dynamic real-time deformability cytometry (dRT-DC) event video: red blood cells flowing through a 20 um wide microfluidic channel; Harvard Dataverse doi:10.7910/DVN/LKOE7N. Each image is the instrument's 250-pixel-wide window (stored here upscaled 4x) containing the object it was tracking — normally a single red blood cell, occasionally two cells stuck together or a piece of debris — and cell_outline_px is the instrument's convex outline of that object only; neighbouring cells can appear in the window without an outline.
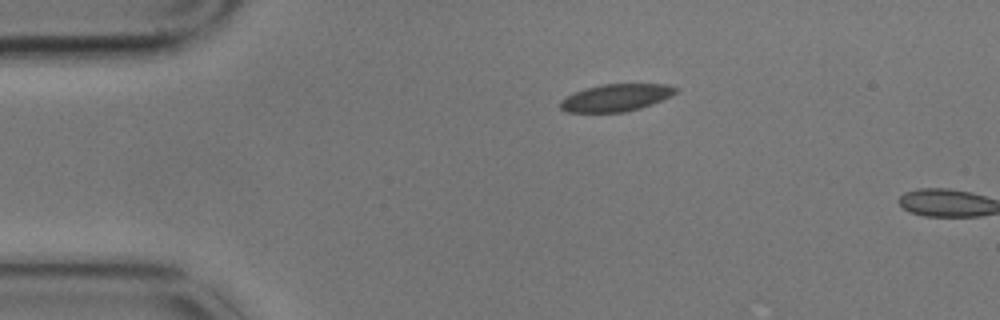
{"species": "common noctule bat (a hibernating species)", "species_latin": "Nyctalus noctula", "temperature_condition": "cold", "stored_images_in_passage": 2, "camera_frame_rate_fps": 3000, "um_per_image_px": 0.085, "animal": {"sex": "male", "body_mass_g": 17.9}, "frame": {"image": 1, "passage_image": 1, "time_ms": 0.0, "image_size_px": [1000, 320], "cell_outline_px": [[680, 88], [672, 96], [652, 104], [640, 108], [624, 112], [568, 112], [560, 108], [560, 100], [576, 92], [588, 88], [604, 84], [668, 84]], "centroid_in_image_um": [52.42, 8.3], "position_along_channel_um": 32.6, "area_um2": 18.21}}